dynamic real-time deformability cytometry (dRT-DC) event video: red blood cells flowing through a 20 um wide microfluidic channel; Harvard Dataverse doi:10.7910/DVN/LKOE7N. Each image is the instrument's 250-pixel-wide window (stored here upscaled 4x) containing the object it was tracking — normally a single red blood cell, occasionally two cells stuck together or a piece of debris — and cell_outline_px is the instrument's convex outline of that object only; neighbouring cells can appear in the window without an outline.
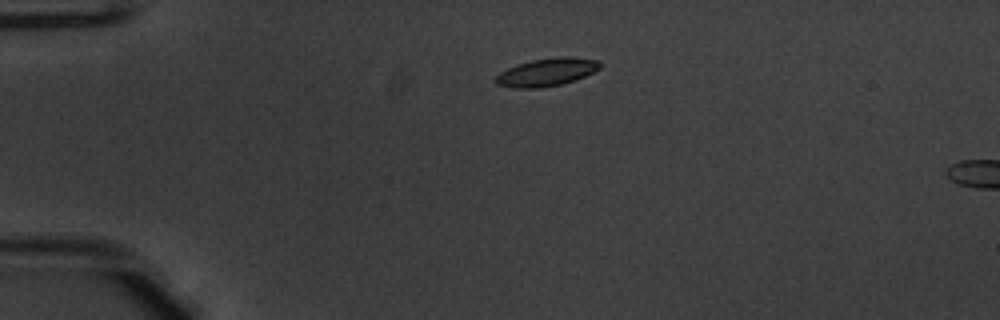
{"species": "common noctule bat (a hibernating species)", "species_latin": "Nyctalus noctula", "temperature_condition": "warm", "stored_images_in_passage": 4, "camera_frame_rate_fps": 3000, "um_per_image_px": 0.085, "animal": {"sex": "male", "body_mass_g": 20.1, "forearm_length_mm": 53.5}, "frame": {"image": 1, "passage_image": 1, "time_ms": 0.0, "image_size_px": [1000, 320], "cell_outline_px": [[600, 68], [576, 80], [564, 84], [540, 88], [512, 88], [496, 84], [492, 80], [500, 72], [516, 64], [532, 60], [552, 56], [568, 56], [596, 60], [600, 64]], "centroid_in_image_um": [46.42, 6.14], "position_along_channel_um": 38.6, "area_um2": 17.17}}